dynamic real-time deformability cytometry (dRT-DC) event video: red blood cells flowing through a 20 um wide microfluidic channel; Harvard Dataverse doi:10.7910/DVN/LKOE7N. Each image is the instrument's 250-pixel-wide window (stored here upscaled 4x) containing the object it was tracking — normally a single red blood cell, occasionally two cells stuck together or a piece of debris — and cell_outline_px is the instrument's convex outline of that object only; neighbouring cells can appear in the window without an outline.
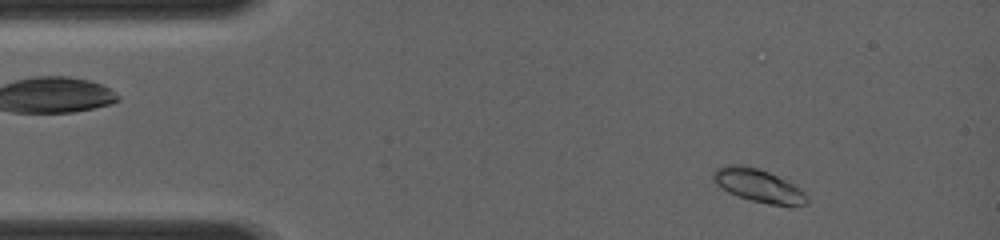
{"species": "common noctule bat (a hibernating species)", "species_latin": "Nyctalus noctula", "temperature_condition": "room temperature", "stored_images_in_passage": 4, "camera_frame_rate_fps": 4000, "um_per_image_px": 0.085, "animal": {"sex": "female", "body_mass_g": 19.0, "forearm_length_mm": 56.7}, "frame": {"image": 1, "passage_image": 2, "time_ms": 1.25, "image_size_px": [1000, 240], "cell_outline_px": [[808, 204], [788, 208], [768, 204], [736, 196], [728, 192], [716, 184], [712, 180], [712, 172], [716, 168], [724, 164], [740, 164], [756, 168], [768, 172], [800, 188], [808, 196]], "centroid_in_image_um": [64.47, 15.8], "position_along_channel_um": 20.5, "area_um2": 18.44}}